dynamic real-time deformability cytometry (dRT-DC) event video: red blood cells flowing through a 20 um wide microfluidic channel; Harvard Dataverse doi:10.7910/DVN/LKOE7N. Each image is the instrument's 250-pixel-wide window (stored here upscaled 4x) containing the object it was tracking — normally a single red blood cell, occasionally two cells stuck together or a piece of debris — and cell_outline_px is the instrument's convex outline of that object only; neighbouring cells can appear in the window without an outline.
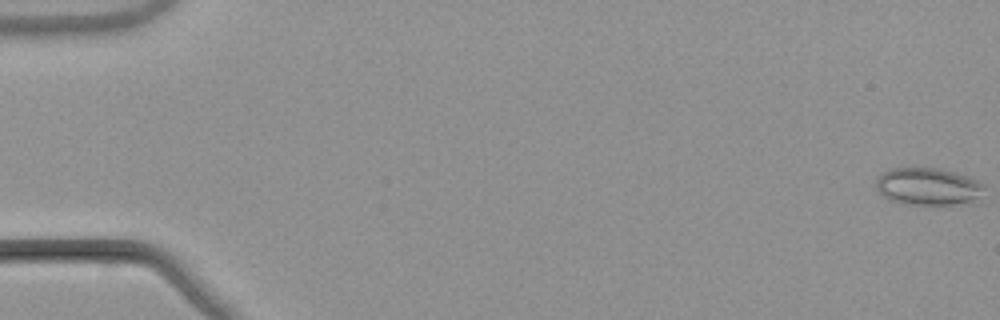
{"species": "common noctule bat (a hibernating species)", "species_latin": "Nyctalus noctula", "temperature_condition": "warm", "stored_images_in_passage": 54, "camera_frame_rate_fps": 3000, "um_per_image_px": 0.085, "animal": {"sex": "male", "body_mass_g": 21.5, "forearm_length_mm": 52.0}, "frame": {"image": 1, "passage_image": 1, "time_ms": 0.0, "image_size_px": [1000, 320], "cell_outline_px": [[984, 188], [976, 196], [968, 200], [952, 204], [908, 204], [888, 200], [876, 188], [876, 180], [880, 172], [892, 168], [936, 168], [968, 176], [984, 184]], "centroid_in_image_um": [78.77, 15.82], "position_along_channel_um": 6.2, "area_um2": 22.95}}
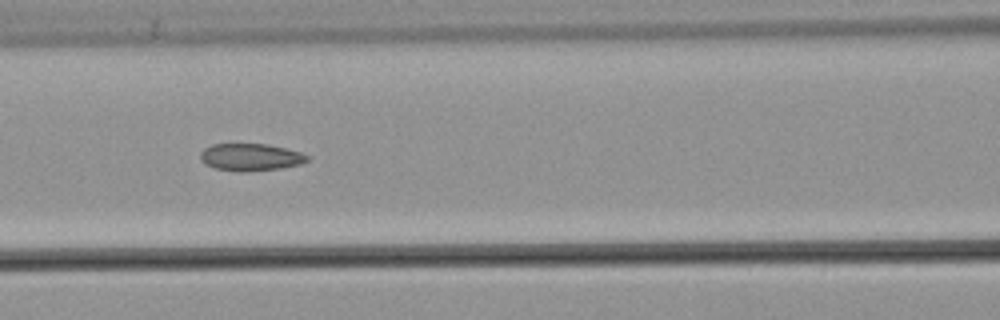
{"frame": {"image": 2, "passage_image": 25, "time_ms": 8.0, "image_size_px": [1000, 320], "cell_outline_px": [[308, 160], [300, 164], [280, 168], [244, 172], [240, 172], [216, 168], [204, 164], [200, 160], [200, 152], [204, 148], [212, 144], [268, 144], [300, 152], [308, 156]], "centroid_in_image_um": [21.25, 13.36], "position_along_channel_um": 145.3, "area_um2": 16.94}}
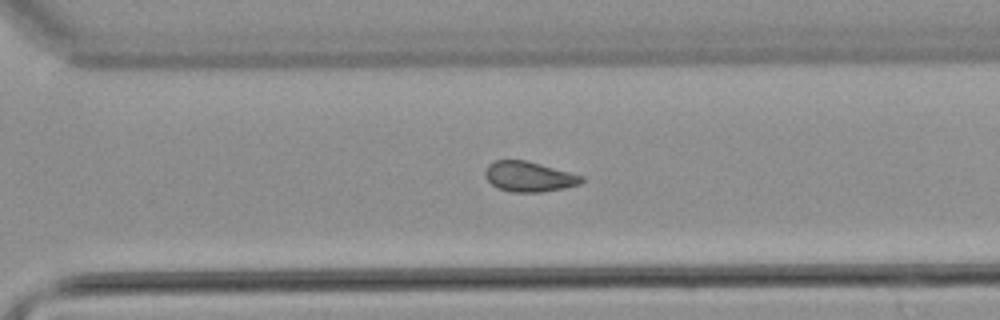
{"frame": {"image": 3, "passage_image": 39, "time_ms": 12.667, "image_size_px": [1000, 320], "cell_outline_px": [[584, 180], [580, 184], [564, 188], [540, 192], [512, 192], [496, 188], [484, 176], [484, 172], [488, 164], [496, 160], [524, 160], [540, 164], [584, 176]], "centroid_in_image_um": [44.94, 15.02], "position_along_channel_um": 325.7, "area_um2": 16.94}, "authors_computed_cell_mechanics": {"area_um2": 17.918, "velocity_mm_per_s": 3.8768, "shape_relaxation_time_tau1_ms": null, "shape_relaxation_time_tau2_ms": 4.2422, "deformation_change_tau1": null, "deformation_change_tau2": 0.0841}}